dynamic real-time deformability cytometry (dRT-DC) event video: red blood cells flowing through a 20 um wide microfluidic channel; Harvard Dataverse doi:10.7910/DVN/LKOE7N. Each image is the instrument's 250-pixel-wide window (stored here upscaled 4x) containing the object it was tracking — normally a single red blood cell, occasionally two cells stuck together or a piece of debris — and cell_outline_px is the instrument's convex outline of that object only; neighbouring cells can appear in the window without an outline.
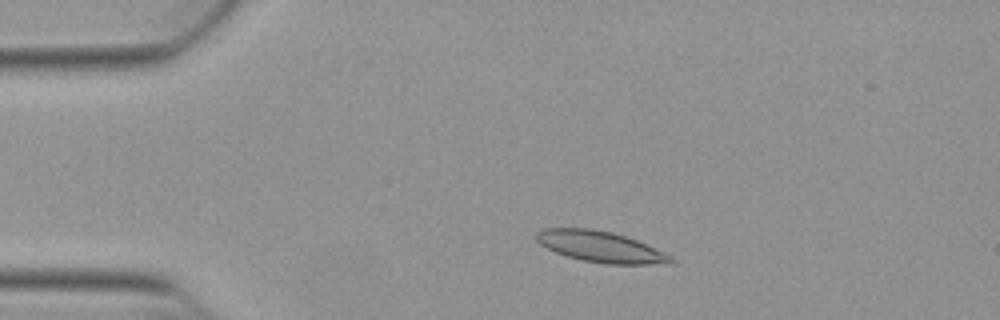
{"species": "Egyptian fruit bat (a non-hibernating species)", "species_latin": "Rousettus aegyptiacus", "temperature_condition": "warm", "stored_images_in_passage": 50, "camera_frame_rate_fps": 3000, "um_per_image_px": 0.085, "animal": {"sex": "female"}, "frame": {"image": 1, "passage_image": 8, "time_ms": 2.333, "image_size_px": [1000, 320], "cell_outline_px": [[676, 260], [672, 264], [604, 264], [584, 260], [568, 256], [556, 252], [540, 244], [536, 240], [536, 232], [544, 228], [592, 228], [612, 232], [636, 240], [664, 252], [672, 256]], "centroid_in_image_um": [51.07, 20.97], "position_along_channel_um": 33.9, "area_um2": 24.22}}
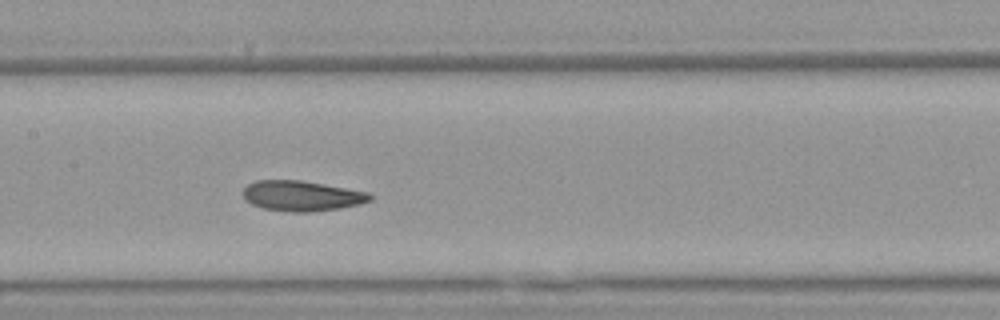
{"frame": {"image": 2, "passage_image": 23, "time_ms": 7.333, "image_size_px": [1000, 320], "cell_outline_px": [[372, 200], [360, 204], [340, 208], [308, 212], [292, 212], [264, 208], [252, 204], [244, 200], [244, 188], [248, 184], [256, 180], [300, 180], [324, 184], [368, 192], [372, 196]], "centroid_in_image_um": [25.65, 16.64], "position_along_channel_um": 181.7, "area_um2": 22.31}}
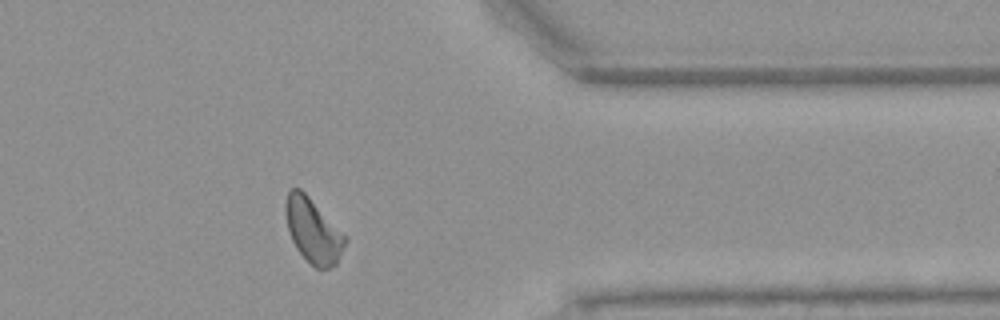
{"frame": {"image": 3, "passage_image": 40, "time_ms": 13.0, "image_size_px": [1000, 320], "cell_outline_px": [[348, 240], [336, 264], [328, 268], [316, 268], [296, 248], [292, 240], [288, 228], [284, 212], [284, 204], [288, 192], [292, 188], [300, 188], [348, 236]], "centroid_in_image_um": [26.63, 19.58], "position_along_channel_um": 384.8, "area_um2": 22.31}, "authors_computed_cell_mechanics": {"area_um2": 22.5998, "velocity_mm_per_s": 3.8459, "shape_relaxation_time_tau1_ms": 9.5356, "shape_relaxation_time_tau2_ms": 2.3907, "deformation_change_tau1": 0.1995, "deformation_change_tau2": 0.0831}}